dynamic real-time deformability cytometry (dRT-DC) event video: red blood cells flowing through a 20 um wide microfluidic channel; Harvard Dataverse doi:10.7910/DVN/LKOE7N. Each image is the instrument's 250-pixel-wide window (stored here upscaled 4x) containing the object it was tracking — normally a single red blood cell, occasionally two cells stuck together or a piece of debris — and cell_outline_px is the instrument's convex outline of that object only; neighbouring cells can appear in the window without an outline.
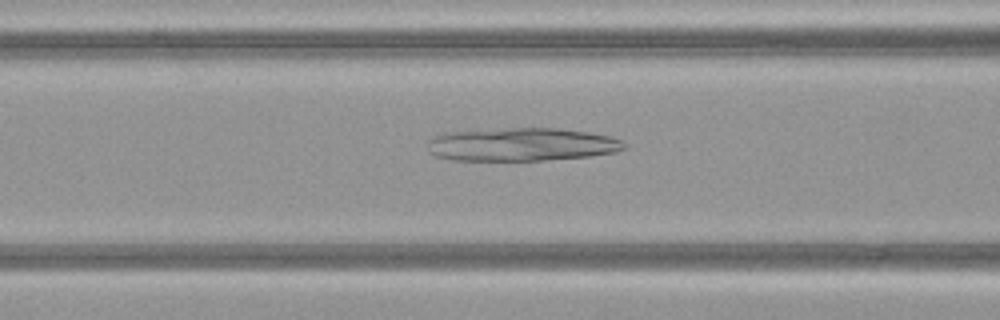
{"species": "common noctule bat (a hibernating species)", "species_latin": "Nyctalus noctula", "temperature_condition": "warm", "stored_images_in_passage": 43, "camera_frame_rate_fps": 3000, "um_per_image_px": 0.085, "animal": {"sex": "female", "body_mass_g": 21.9}, "frame": {"image": 1, "passage_image": 17, "time_ms": 5.333, "image_size_px": [1000, 320], "cell_outline_px": [[628, 148], [616, 152], [588, 156], [544, 160], [452, 160], [436, 156], [428, 152], [428, 140], [432, 136], [444, 132], [512, 128], [560, 128], [588, 132], [612, 136], [624, 140], [628, 144]], "centroid_in_image_um": [44.38, 12.27], "position_along_channel_um": 122.2, "area_um2": 38.44}}
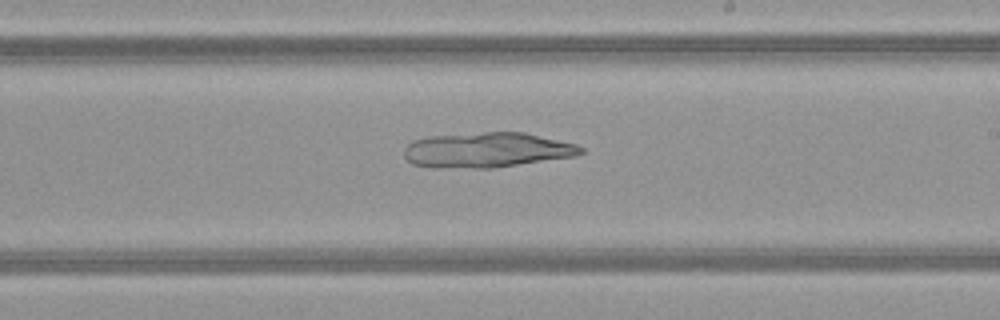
{"frame": {"image": 2, "passage_image": 26, "time_ms": 8.333, "image_size_px": [1000, 320], "cell_outline_px": [[584, 152], [576, 156], [492, 168], [432, 168], [412, 164], [404, 156], [404, 148], [412, 140], [428, 136], [484, 132], [524, 132], [576, 144], [584, 148]], "centroid_in_image_um": [41.36, 12.75], "position_along_channel_um": 247.6, "area_um2": 36.36}}
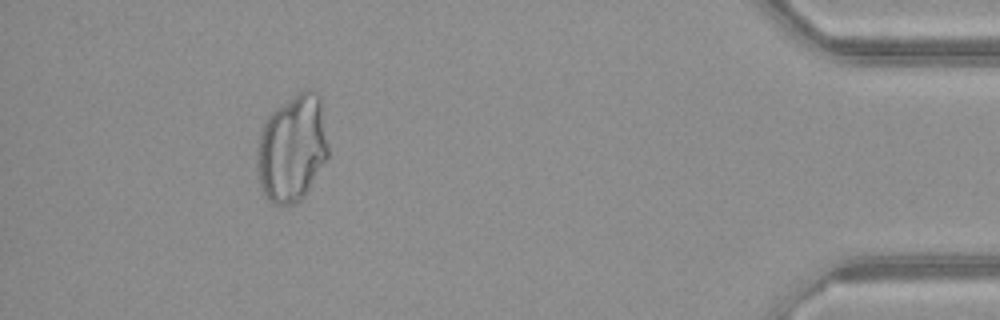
{"frame": {"image": 3, "passage_image": 42, "time_ms": 13.667, "image_size_px": [1000, 320], "cell_outline_px": [[328, 156], [304, 196], [296, 204], [272, 204], [264, 196], [256, 176], [256, 152], [260, 132], [268, 116], [272, 112], [304, 88], [312, 88], [320, 96], [328, 144]], "centroid_in_image_um": [24.81, 12.62], "position_along_channel_um": 410.4, "area_um2": 44.74}}